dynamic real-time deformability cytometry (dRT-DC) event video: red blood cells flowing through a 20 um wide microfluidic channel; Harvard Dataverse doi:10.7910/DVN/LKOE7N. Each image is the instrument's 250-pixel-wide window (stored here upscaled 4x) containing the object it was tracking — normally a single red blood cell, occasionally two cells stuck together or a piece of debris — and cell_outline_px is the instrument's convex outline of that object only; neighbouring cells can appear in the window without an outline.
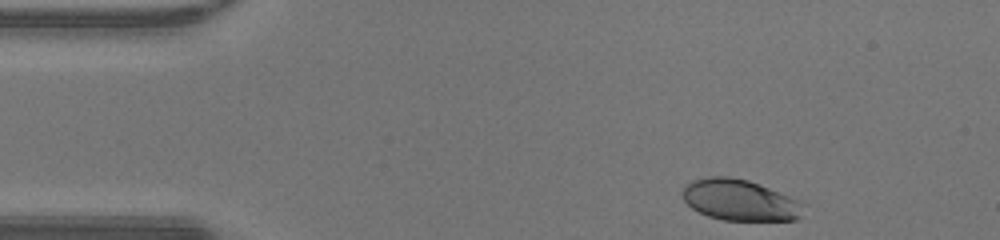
{"species": "human", "species_latin": "Homo sapiens", "temperature_condition": "warm", "stored_images_in_passage": 35, "camera_frame_rate_fps": 3000, "um_per_image_px": 0.085, "donor": {"sex": "male"}, "frame": {"image": 1, "passage_image": 1, "time_ms": 0.0, "image_size_px": [1000, 240], "cell_outline_px": [[804, 204], [800, 216], [796, 220], [724, 220], [708, 216], [692, 208], [684, 200], [684, 188], [692, 180], [708, 176], [728, 176], [748, 180], [800, 200]], "centroid_in_image_um": [62.9, 17.0], "position_along_channel_um": 22.1, "area_um2": 28.73}}
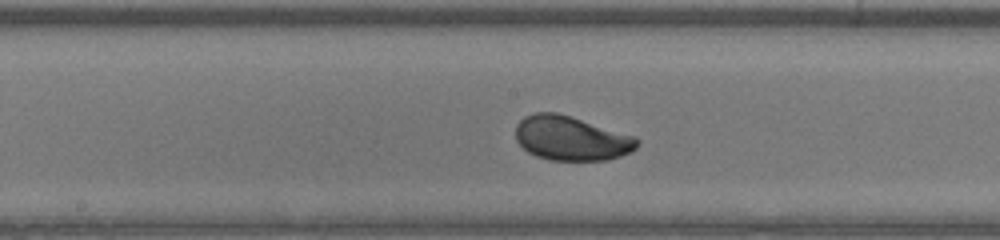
{"frame": {"image": 2, "passage_image": 19, "time_ms": 6.0, "image_size_px": [1000, 240], "cell_outline_px": [[640, 144], [632, 152], [608, 160], [548, 160], [536, 156], [528, 152], [516, 140], [516, 124], [524, 116], [532, 112], [556, 112], [636, 136], [640, 140]], "centroid_in_image_um": [48.57, 11.75], "position_along_channel_um": 199.6, "area_um2": 31.62}}
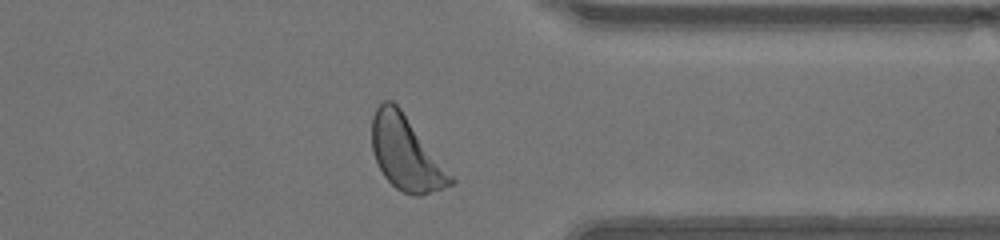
{"frame": {"image": 3, "passage_image": 32, "time_ms": 10.333, "image_size_px": [1000, 240], "cell_outline_px": [[456, 184], [420, 196], [412, 196], [396, 188], [384, 176], [372, 152], [372, 116], [376, 108], [384, 100], [392, 100], [400, 108], [456, 180]], "centroid_in_image_um": [34.51, 13.05], "position_along_channel_um": 376.9, "area_um2": 33.64}, "authors_computed_cell_mechanics": {"area_um2": 30.6918, "velocity_mm_per_s": 4.2776, "shape_relaxation_time_tau1_ms": 2.2718, "shape_relaxation_time_tau2_ms": null, "deformation_change_tau1": 0.1205, "deformation_change_tau2": null}}